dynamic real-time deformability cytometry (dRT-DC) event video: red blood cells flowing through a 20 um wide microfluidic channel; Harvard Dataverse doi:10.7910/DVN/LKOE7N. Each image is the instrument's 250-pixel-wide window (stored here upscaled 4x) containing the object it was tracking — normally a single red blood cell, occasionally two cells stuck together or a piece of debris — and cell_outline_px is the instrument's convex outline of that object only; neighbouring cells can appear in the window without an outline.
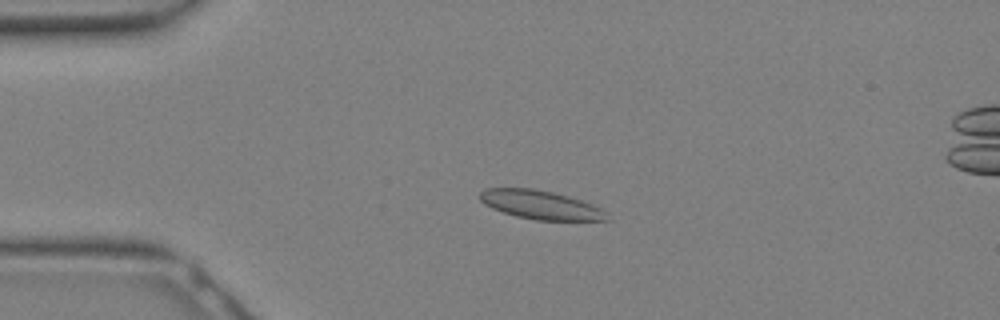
{"species": "Egyptian fruit bat (a non-hibernating species)", "species_latin": "Rousettus aegyptiacus", "temperature_condition": "warm", "stored_images_in_passage": 30, "camera_frame_rate_fps": 3000, "um_per_image_px": 0.085, "animal": {"sex": "female"}, "frame": {"image": 1, "passage_image": 7, "time_ms": 2.0, "image_size_px": [1000, 320], "cell_outline_px": [[608, 220], [536, 220], [516, 216], [492, 208], [484, 204], [480, 200], [480, 192], [484, 188], [532, 188], [552, 192], [568, 196], [592, 204], [600, 208], [604, 212]], "centroid_in_image_um": [45.89, 17.4], "position_along_channel_um": 39.1, "area_um2": 20.98}}
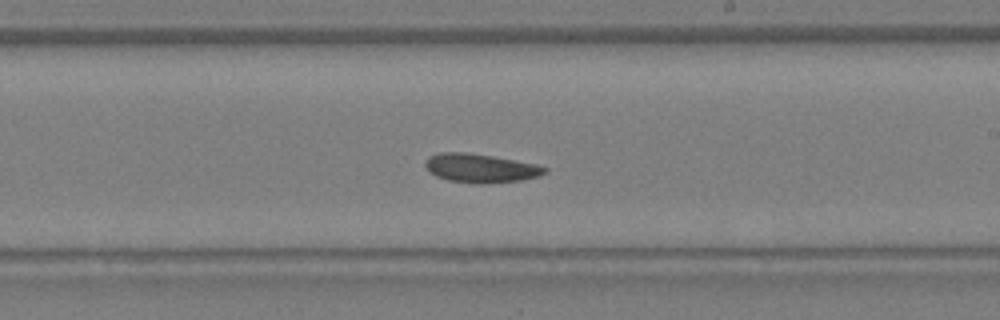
{"frame": {"image": 2, "passage_image": 18, "time_ms": 5.667, "image_size_px": [1000, 320], "cell_outline_px": [[548, 172], [540, 176], [520, 180], [488, 184], [480, 184], [448, 180], [436, 176], [428, 172], [424, 164], [424, 160], [428, 156], [440, 152], [464, 152], [492, 156], [536, 164], [548, 168]], "centroid_in_image_um": [40.82, 14.29], "position_along_channel_um": 248.2, "area_um2": 20.23}}
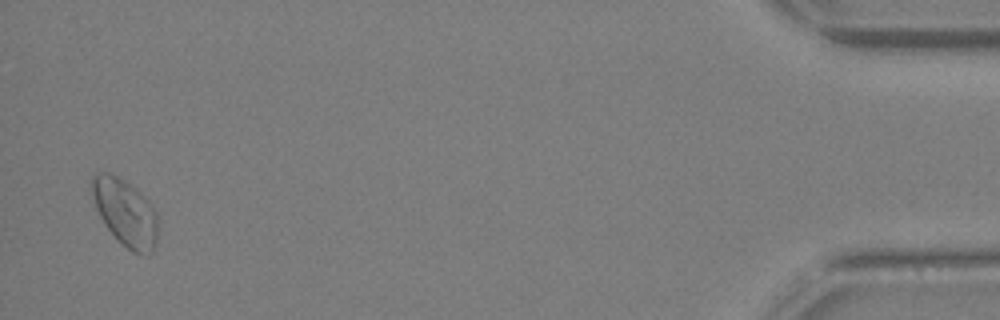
{"frame": {"image": 3, "passage_image": 30, "time_ms": 9.667, "image_size_px": [1000, 320], "cell_outline_px": [[156, 244], [152, 252], [132, 252], [104, 224], [96, 208], [88, 184], [92, 176], [96, 172], [108, 172], [116, 176], [136, 188], [140, 192], [156, 212]], "centroid_in_image_um": [10.59, 17.99], "position_along_channel_um": 424.6, "area_um2": 25.2}}